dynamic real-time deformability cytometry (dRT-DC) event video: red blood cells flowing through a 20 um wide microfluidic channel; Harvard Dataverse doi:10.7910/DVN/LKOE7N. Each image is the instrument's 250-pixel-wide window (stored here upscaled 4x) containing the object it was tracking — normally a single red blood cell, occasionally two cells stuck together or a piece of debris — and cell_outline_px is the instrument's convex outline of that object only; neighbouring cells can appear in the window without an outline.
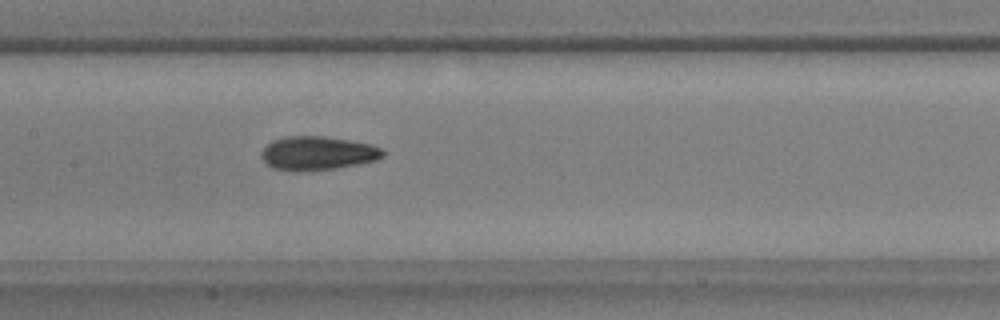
{"species": "common noctule bat (a hibernating species)", "species_latin": "Nyctalus noctula", "temperature_condition": "warm", "stored_images_in_passage": 36, "camera_frame_rate_fps": 3000, "um_per_image_px": 0.085, "animal": {"sex": "male", "body_mass_g": 17.9, "forearm_length_mm": 54.2}, "frame": {"image": 1, "passage_image": 12, "time_ms": 3.667, "image_size_px": [1000, 320], "cell_outline_px": [[384, 156], [376, 160], [336, 168], [296, 172], [292, 172], [272, 168], [260, 156], [260, 152], [272, 140], [284, 136], [320, 136], [348, 140], [368, 144], [380, 148], [384, 152]], "centroid_in_image_um": [26.93, 13.03], "position_along_channel_um": 180.5, "area_um2": 23.81}}
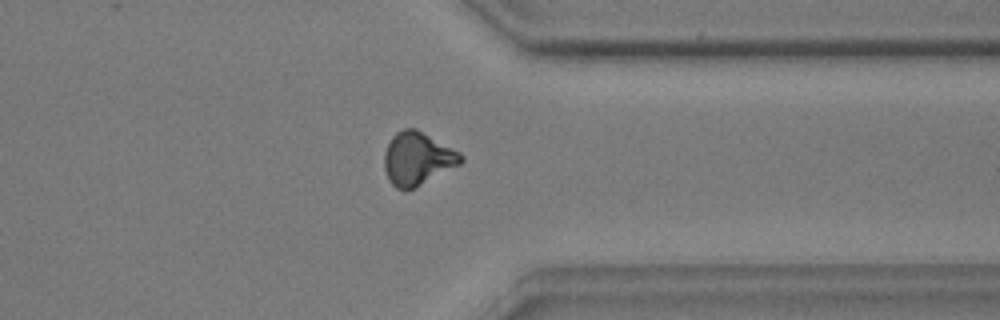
{"frame": {"image": 2, "passage_image": 28, "time_ms": 9.0, "image_size_px": [1000, 320], "cell_outline_px": [[464, 160], [460, 164], [416, 188], [404, 192], [396, 188], [388, 180], [384, 168], [384, 152], [392, 136], [396, 132], [404, 128], [416, 128], [460, 152], [464, 156]], "centroid_in_image_um": [35.47, 13.51], "position_along_channel_um": 375.9, "area_um2": 23.99}}
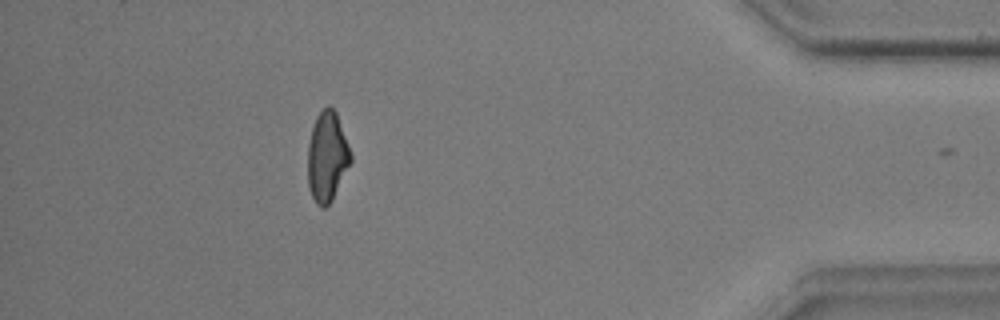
{"frame": {"image": 3, "passage_image": 34, "time_ms": 11.0, "image_size_px": [1000, 320], "cell_outline_px": [[352, 160], [332, 200], [324, 208], [320, 208], [316, 204], [308, 188], [308, 144], [312, 128], [316, 116], [328, 104], [336, 112], [348, 144], [352, 156]], "centroid_in_image_um": [27.8, 13.33], "position_along_channel_um": 407.4, "area_um2": 22.43}, "authors_computed_cell_mechanics": {"area_um2": 23.12, "velocity_mm_per_s": 3.7237, "shape_relaxation_time_tau1_ms": 4.5416, "shape_relaxation_time_tau2_ms": 1.929, "deformation_change_tau1": 0.1614, "deformation_change_tau2": 0.0764}}